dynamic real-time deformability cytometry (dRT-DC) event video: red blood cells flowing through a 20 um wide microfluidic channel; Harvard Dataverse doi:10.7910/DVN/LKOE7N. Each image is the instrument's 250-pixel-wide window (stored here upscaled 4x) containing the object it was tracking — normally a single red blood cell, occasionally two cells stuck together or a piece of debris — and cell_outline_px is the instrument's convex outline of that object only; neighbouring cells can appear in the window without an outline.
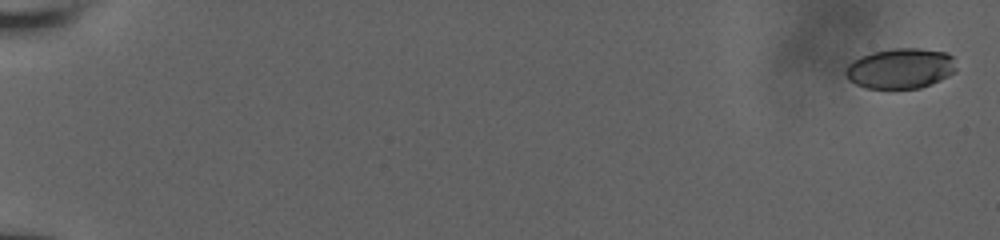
{"species": "human", "species_latin": "Homo sapiens", "temperature_condition": "room temperature", "stored_images_in_passage": 8, "camera_frame_rate_fps": 3000, "um_per_image_px": 0.085, "donor": {"sex": "male"}, "frame": {"image": 1, "passage_image": 1, "time_ms": 0.0, "image_size_px": [1000, 240], "cell_outline_px": [[956, 68], [948, 76], [940, 80], [920, 88], [864, 88], [848, 80], [844, 72], [844, 68], [852, 60], [860, 56], [872, 52], [892, 48], [920, 48], [948, 52], [952, 56]], "centroid_in_image_um": [76.5, 5.8], "position_along_channel_um": 8.5, "area_um2": 26.18}}
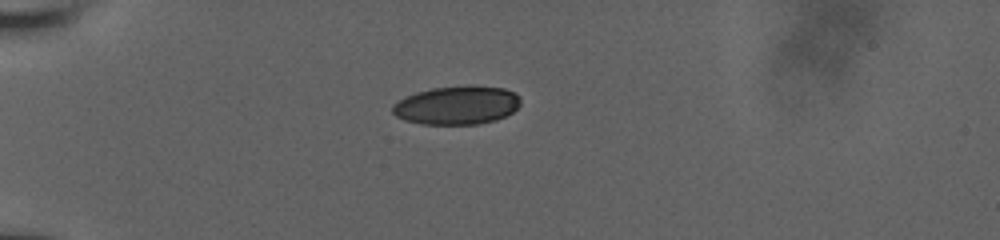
{"frame": {"image": 2, "passage_image": 6, "time_ms": 5.667, "image_size_px": [1000, 240], "cell_outline_px": [[520, 104], [512, 112], [496, 120], [480, 124], [420, 124], [404, 120], [396, 116], [392, 112], [392, 104], [404, 96], [416, 92], [432, 88], [472, 84], [504, 88], [516, 92], [520, 100]], "centroid_in_image_um": [38.82, 8.93], "position_along_channel_um": 46.2, "area_um2": 29.19}}
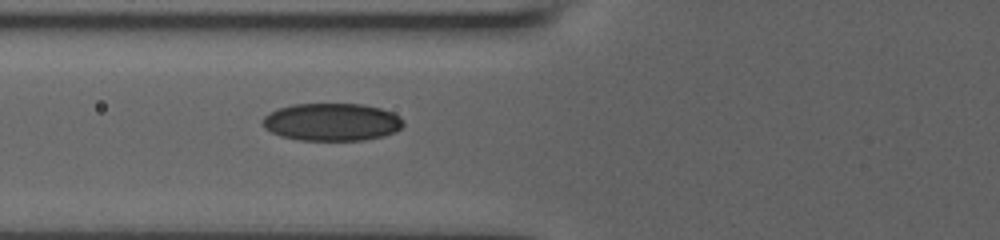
{"frame": {"image": 3, "passage_image": 8, "time_ms": 8.0, "image_size_px": [1000, 240], "cell_outline_px": [[404, 124], [396, 132], [384, 136], [364, 140], [300, 140], [280, 136], [264, 128], [260, 120], [268, 112], [292, 104], [360, 104], [380, 108], [392, 112], [400, 116], [404, 120]], "centroid_in_image_um": [28.2, 10.37], "position_along_channel_um": 97.6, "area_um2": 31.1}}